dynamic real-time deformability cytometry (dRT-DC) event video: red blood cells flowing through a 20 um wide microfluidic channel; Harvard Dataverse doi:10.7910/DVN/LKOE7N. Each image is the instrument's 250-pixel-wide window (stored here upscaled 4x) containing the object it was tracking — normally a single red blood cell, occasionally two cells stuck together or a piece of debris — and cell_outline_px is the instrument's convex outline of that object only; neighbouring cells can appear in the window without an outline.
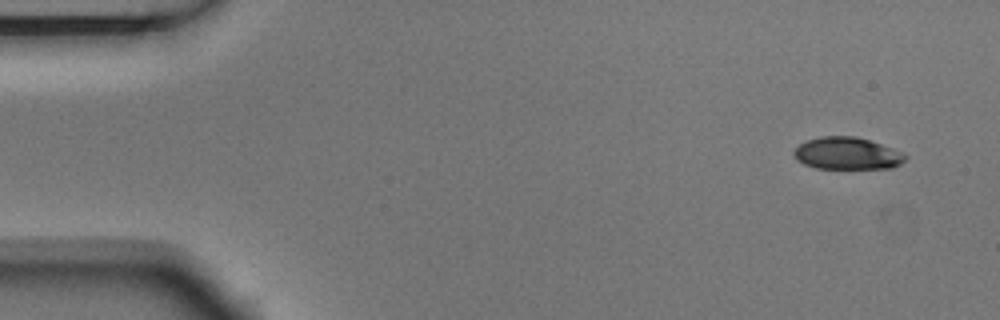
{"species": "Egyptian fruit bat (a non-hibernating species)", "species_latin": "Rousettus aegyptiacus", "temperature_condition": "room temperature", "stored_images_in_passage": 4, "segment_of_instrument_passage": [2, 2], "camera_frame_rate_fps": 3000, "um_per_image_px": 0.085, "animal": {"sex": "male"}, "frame": {"image": 1, "passage_image": 4, "time_ms": 1.0, "image_size_px": [1000, 320], "cell_outline_px": [[908, 156], [900, 164], [892, 168], [816, 168], [804, 164], [796, 160], [792, 152], [800, 144], [808, 140], [820, 136], [856, 136], [880, 144], [900, 152]], "centroid_in_image_um": [71.97, 13.04], "position_along_channel_um": 13.0, "area_um2": 20.69}}